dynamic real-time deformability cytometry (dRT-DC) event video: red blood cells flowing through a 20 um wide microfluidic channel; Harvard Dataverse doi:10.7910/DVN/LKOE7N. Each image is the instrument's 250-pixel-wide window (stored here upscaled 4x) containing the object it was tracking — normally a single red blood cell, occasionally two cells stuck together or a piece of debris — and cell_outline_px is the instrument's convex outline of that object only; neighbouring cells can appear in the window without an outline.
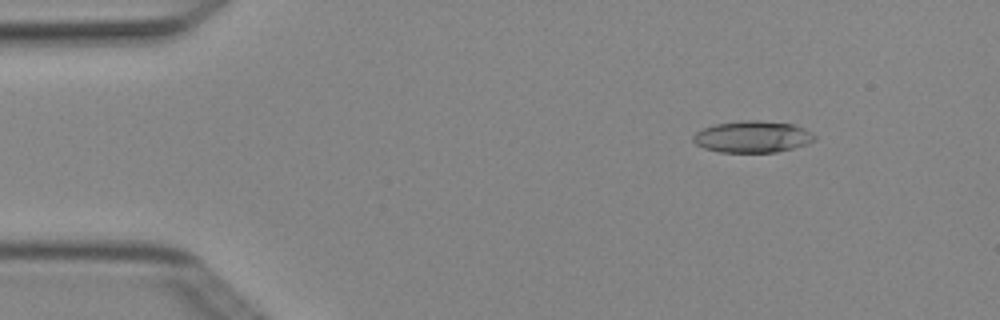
{"species": "Egyptian fruit bat (a non-hibernating species)", "species_latin": "Rousettus aegyptiacus", "temperature_condition": "cold", "stored_images_in_passage": 6, "camera_frame_rate_fps": 3000, "um_per_image_px": 0.085, "animal": {"sex": "female"}, "frame": {"image": 1, "passage_image": 2, "time_ms": 0.333, "image_size_px": [1000, 320], "cell_outline_px": [[816, 140], [808, 144], [776, 152], [720, 152], [704, 148], [696, 144], [692, 140], [692, 136], [696, 132], [704, 128], [716, 124], [744, 120], [756, 120], [792, 124], [804, 128], [816, 136]], "centroid_in_image_um": [63.97, 11.63], "position_along_channel_um": 21.0, "area_um2": 22.31}}
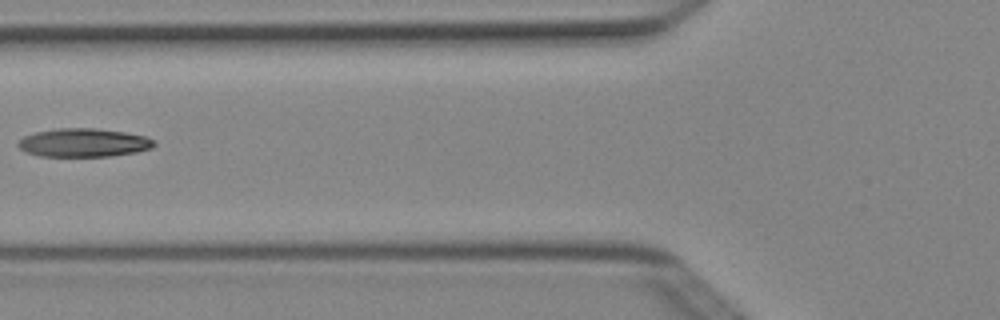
{"frame": {"image": 2, "passage_image": 5, "time_ms": 1.333, "image_size_px": [1000, 320], "cell_outline_px": [[156, 144], [152, 148], [136, 152], [108, 156], [40, 156], [24, 152], [16, 144], [24, 136], [36, 132], [56, 128], [96, 128], [124, 132], [144, 136], [152, 140]], "centroid_in_image_um": [7.07, 12.13], "position_along_channel_um": 118.7, "area_um2": 22.48}}
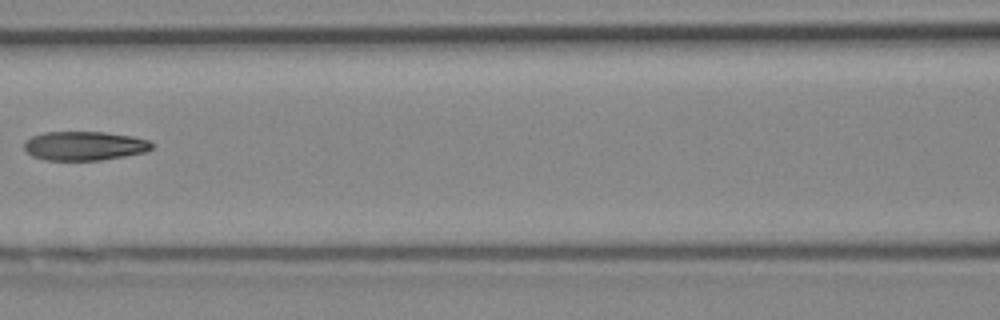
{"frame": {"image": 3, "passage_image": 6, "time_ms": 1.667, "image_size_px": [1000, 320], "cell_outline_px": [[152, 148], [144, 152], [124, 156], [100, 160], [44, 160], [32, 156], [24, 148], [24, 140], [32, 136], [44, 132], [104, 132], [132, 136], [148, 140], [152, 144]], "centroid_in_image_um": [7.14, 12.39], "position_along_channel_um": 159.5, "area_um2": 21.56}}